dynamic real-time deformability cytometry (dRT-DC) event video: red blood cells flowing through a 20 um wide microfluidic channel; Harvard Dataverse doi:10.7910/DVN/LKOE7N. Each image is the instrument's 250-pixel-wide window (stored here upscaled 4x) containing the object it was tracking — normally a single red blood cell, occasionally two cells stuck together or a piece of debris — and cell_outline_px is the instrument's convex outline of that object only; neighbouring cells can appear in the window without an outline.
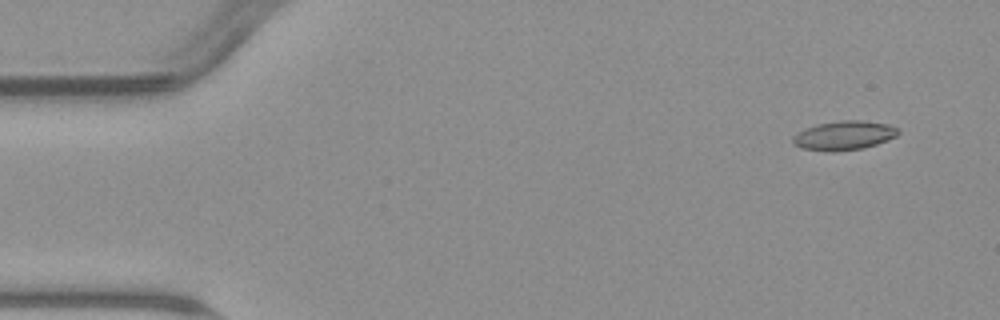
{"species": "common noctule bat (a hibernating species)", "species_latin": "Nyctalus noctula", "temperature_condition": "warm", "stored_images_in_passage": 5, "camera_frame_rate_fps": 3000, "um_per_image_px": 0.085, "animal": {"sex": "male", "body_mass_g": 23.1, "forearm_length_mm": 52.7}, "frame": {"image": 1, "passage_image": 1, "time_ms": 0.0, "image_size_px": [1000, 320], "cell_outline_px": [[900, 132], [896, 136], [888, 140], [864, 148], [828, 152], [800, 148], [792, 144], [792, 136], [804, 128], [816, 124], [840, 120], [860, 120], [888, 124], [896, 128]], "centroid_in_image_um": [71.69, 11.51], "position_along_channel_um": 13.3, "area_um2": 18.03}}
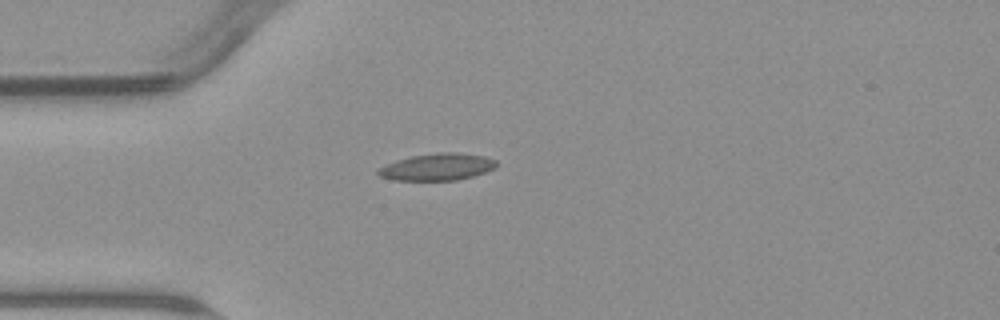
{"frame": {"image": 2, "passage_image": 4, "time_ms": 3.667, "image_size_px": [1000, 320], "cell_outline_px": [[496, 168], [472, 176], [456, 180], [392, 180], [380, 176], [376, 172], [380, 168], [396, 160], [412, 156], [440, 152], [460, 152], [484, 156], [496, 160]], "centroid_in_image_um": [37.19, 14.18], "position_along_channel_um": 47.8, "area_um2": 18.44}}